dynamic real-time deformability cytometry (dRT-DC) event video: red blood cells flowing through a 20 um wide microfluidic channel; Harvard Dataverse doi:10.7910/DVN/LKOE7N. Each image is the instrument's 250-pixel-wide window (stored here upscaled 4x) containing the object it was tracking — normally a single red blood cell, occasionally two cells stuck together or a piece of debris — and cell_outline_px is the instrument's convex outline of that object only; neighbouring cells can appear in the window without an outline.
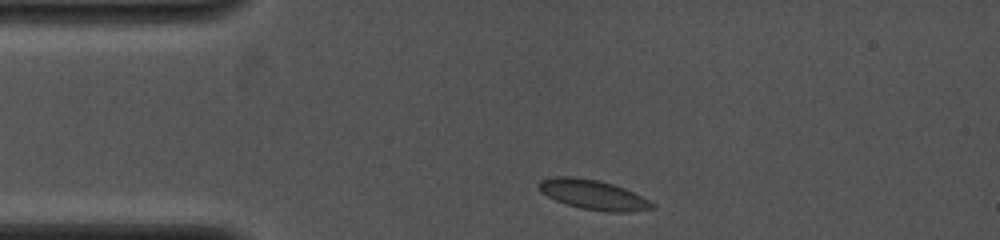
{"species": "common noctule bat (a hibernating species)", "species_latin": "Nyctalus noctula", "temperature_condition": "cold", "stored_images_in_passage": 20, "camera_frame_rate_fps": 4000, "um_per_image_px": 0.085, "animal": {"sex": "female", "body_mass_g": 19.0, "forearm_length_mm": 53.3}, "frame": {"image": 1, "passage_image": 1, "time_ms": 0.0, "image_size_px": [1000, 240], "cell_outline_px": [[656, 208], [628, 212], [604, 212], [584, 208], [568, 204], [556, 200], [540, 192], [536, 184], [540, 180], [556, 176], [576, 176], [600, 180], [624, 188], [656, 204]], "centroid_in_image_um": [50.4, 16.53], "position_along_channel_um": 34.6, "area_um2": 19.65}}
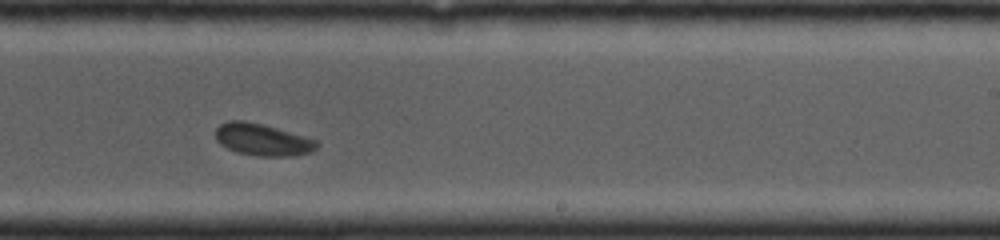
{"frame": {"image": 2, "passage_image": 12, "time_ms": 6.25, "image_size_px": [1000, 240], "cell_outline_px": [[320, 144], [312, 152], [292, 156], [256, 156], [236, 152], [220, 144], [216, 140], [216, 128], [220, 124], [228, 120], [244, 120], [264, 124], [316, 140]], "centroid_in_image_um": [22.3, 11.87], "position_along_channel_um": 266.7, "area_um2": 18.96}}
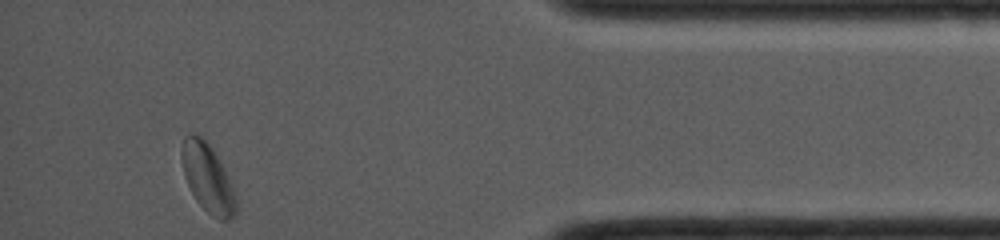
{"frame": {"image": 3, "passage_image": 20, "time_ms": 10.5, "image_size_px": [1000, 240], "cell_outline_px": [[236, 212], [228, 220], [220, 220], [212, 216], [196, 200], [184, 176], [180, 156], [180, 152], [184, 136], [192, 132], [208, 140], [236, 196]], "centroid_in_image_um": [17.6, 15.09], "position_along_channel_um": 417.6, "area_um2": 21.33}}